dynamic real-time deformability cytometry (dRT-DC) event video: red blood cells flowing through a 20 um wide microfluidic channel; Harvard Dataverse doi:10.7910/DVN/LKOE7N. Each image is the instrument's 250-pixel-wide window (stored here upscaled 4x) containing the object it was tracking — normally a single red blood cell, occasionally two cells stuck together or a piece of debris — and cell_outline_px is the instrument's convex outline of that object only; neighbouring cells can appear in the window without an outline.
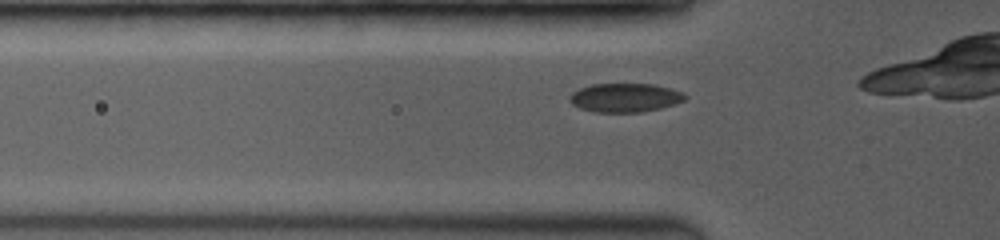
{"species": "common noctule bat (a hibernating species)", "species_latin": "Nyctalus noctula", "temperature_condition": "room temperature", "stored_images_in_passage": 8, "camera_frame_rate_fps": 3500, "um_per_image_px": 0.085, "animal": {"sex": "female", "body_mass_g": 19.0, "forearm_length_mm": 53.3}, "frame": {"image": 1, "passage_image": 3, "time_ms": 0.571, "image_size_px": [1000, 240], "cell_outline_px": [[688, 96], [684, 100], [676, 104], [660, 108], [640, 112], [592, 112], [580, 108], [572, 104], [568, 100], [568, 96], [572, 92], [580, 88], [592, 84], [652, 84], [684, 92]], "centroid_in_image_um": [53.11, 8.3], "position_along_channel_um": 72.7, "area_um2": 19.48}}
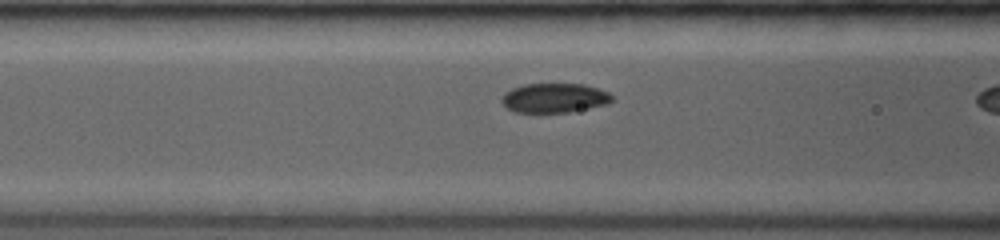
{"frame": {"image": 2, "passage_image": 7, "time_ms": 1.714, "image_size_px": [1000, 240], "cell_outline_px": [[612, 100], [608, 104], [568, 112], [512, 112], [500, 100], [504, 92], [512, 88], [524, 84], [584, 84], [608, 92], [612, 96]], "centroid_in_image_um": [47.09, 8.32], "position_along_channel_um": 119.5, "area_um2": 18.84}}